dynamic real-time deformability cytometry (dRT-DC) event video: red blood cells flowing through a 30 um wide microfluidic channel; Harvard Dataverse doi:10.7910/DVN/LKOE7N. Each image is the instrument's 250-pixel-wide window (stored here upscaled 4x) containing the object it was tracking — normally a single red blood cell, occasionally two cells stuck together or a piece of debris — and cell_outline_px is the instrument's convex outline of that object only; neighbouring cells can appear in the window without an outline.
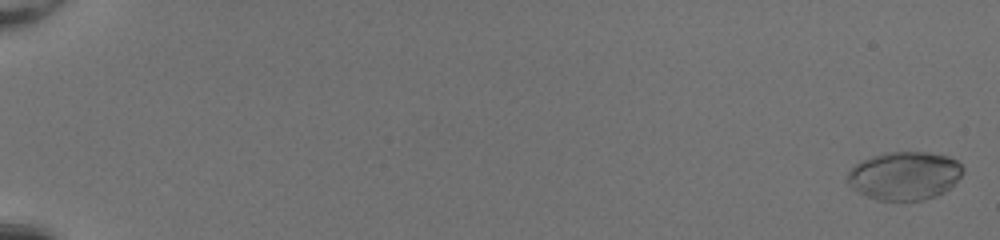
{"species": "common noctule bat (a hibernating species)", "species_latin": "Nyctalus noctula", "temperature_condition": "room temperature", "stored_images_in_passage": 48, "camera_frame_rate_fps": 3000, "um_per_image_px": 0.085, "animal": {"sex": "female", "body_mass_g": 20.0, "forearm_length_mm": 54.0}, "frame": {"image": 1, "passage_image": 1, "time_ms": 0.0, "image_size_px": [1000, 240], "cell_outline_px": [[964, 172], [944, 192], [936, 196], [920, 200], [876, 200], [856, 192], [844, 180], [844, 176], [860, 160], [884, 152], [928, 152], [948, 156], [956, 160], [964, 168]], "centroid_in_image_um": [76.82, 14.93], "position_along_channel_um": 8.2, "area_um2": 32.77}}
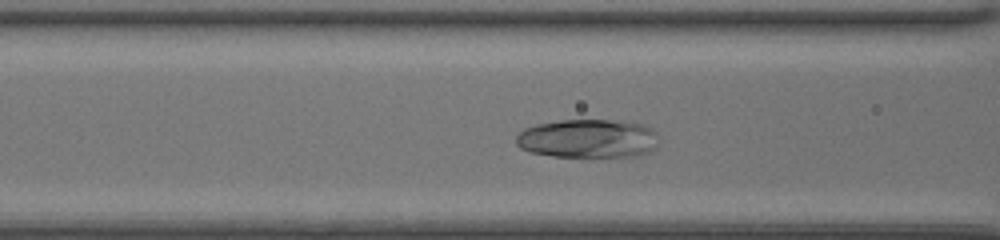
{"frame": {"image": 2, "passage_image": 19, "time_ms": 6.0, "image_size_px": [1000, 240], "cell_outline_px": [[656, 148], [640, 156], [552, 156], [532, 152], [520, 148], [516, 144], [516, 136], [524, 128], [536, 124], [560, 120], [624, 120], [644, 124], [652, 128], [656, 132]], "centroid_in_image_um": [49.99, 11.76], "position_along_channel_um": 116.6, "area_um2": 32.37}}